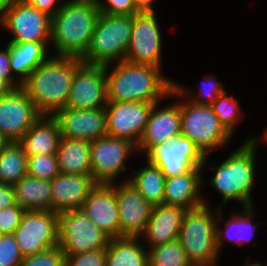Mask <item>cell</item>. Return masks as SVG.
<instances>
[{
    "label": "cell",
    "mask_w": 267,
    "mask_h": 266,
    "mask_svg": "<svg viewBox=\"0 0 267 266\" xmlns=\"http://www.w3.org/2000/svg\"><path fill=\"white\" fill-rule=\"evenodd\" d=\"M40 117L22 87L0 96V133L11 142H19Z\"/></svg>",
    "instance_id": "obj_17"
},
{
    "label": "cell",
    "mask_w": 267,
    "mask_h": 266,
    "mask_svg": "<svg viewBox=\"0 0 267 266\" xmlns=\"http://www.w3.org/2000/svg\"><path fill=\"white\" fill-rule=\"evenodd\" d=\"M81 58L51 55L37 66L22 83V88L41 115L52 116L64 109Z\"/></svg>",
    "instance_id": "obj_4"
},
{
    "label": "cell",
    "mask_w": 267,
    "mask_h": 266,
    "mask_svg": "<svg viewBox=\"0 0 267 266\" xmlns=\"http://www.w3.org/2000/svg\"><path fill=\"white\" fill-rule=\"evenodd\" d=\"M233 146V150L225 153V158H219L217 162L212 155L204 158L202 169V195L204 205L214 206L207 196V189H214L215 194L220 195L221 201L214 207L225 208L231 203L234 206L239 203V207L254 206V189L258 187L256 181L258 172V147L252 142H242ZM257 168V169H256ZM207 170V171H206ZM209 171V172H208ZM210 173L211 177L207 176ZM206 174V177H205ZM207 188V189H206ZM204 191H206L204 193ZM217 192V193H216ZM206 195V196H205ZM231 202V203H230ZM217 205V206H216Z\"/></svg>",
    "instance_id": "obj_1"
},
{
    "label": "cell",
    "mask_w": 267,
    "mask_h": 266,
    "mask_svg": "<svg viewBox=\"0 0 267 266\" xmlns=\"http://www.w3.org/2000/svg\"><path fill=\"white\" fill-rule=\"evenodd\" d=\"M27 175V155L19 142H10L0 152V184L13 185Z\"/></svg>",
    "instance_id": "obj_32"
},
{
    "label": "cell",
    "mask_w": 267,
    "mask_h": 266,
    "mask_svg": "<svg viewBox=\"0 0 267 266\" xmlns=\"http://www.w3.org/2000/svg\"><path fill=\"white\" fill-rule=\"evenodd\" d=\"M13 188L15 203L25 211H51V181L27 174Z\"/></svg>",
    "instance_id": "obj_28"
},
{
    "label": "cell",
    "mask_w": 267,
    "mask_h": 266,
    "mask_svg": "<svg viewBox=\"0 0 267 266\" xmlns=\"http://www.w3.org/2000/svg\"><path fill=\"white\" fill-rule=\"evenodd\" d=\"M180 112L181 135L189 138L204 156L213 155L216 151L229 152L227 148L235 139L221 124L211 106L195 104L180 94Z\"/></svg>",
    "instance_id": "obj_6"
},
{
    "label": "cell",
    "mask_w": 267,
    "mask_h": 266,
    "mask_svg": "<svg viewBox=\"0 0 267 266\" xmlns=\"http://www.w3.org/2000/svg\"><path fill=\"white\" fill-rule=\"evenodd\" d=\"M106 256V249L87 251L67 256L65 266H105Z\"/></svg>",
    "instance_id": "obj_40"
},
{
    "label": "cell",
    "mask_w": 267,
    "mask_h": 266,
    "mask_svg": "<svg viewBox=\"0 0 267 266\" xmlns=\"http://www.w3.org/2000/svg\"><path fill=\"white\" fill-rule=\"evenodd\" d=\"M14 88L0 75V96L12 91Z\"/></svg>",
    "instance_id": "obj_47"
},
{
    "label": "cell",
    "mask_w": 267,
    "mask_h": 266,
    "mask_svg": "<svg viewBox=\"0 0 267 266\" xmlns=\"http://www.w3.org/2000/svg\"><path fill=\"white\" fill-rule=\"evenodd\" d=\"M107 103L105 66L83 63L73 77L66 107L97 109L105 107Z\"/></svg>",
    "instance_id": "obj_18"
},
{
    "label": "cell",
    "mask_w": 267,
    "mask_h": 266,
    "mask_svg": "<svg viewBox=\"0 0 267 266\" xmlns=\"http://www.w3.org/2000/svg\"><path fill=\"white\" fill-rule=\"evenodd\" d=\"M108 102L157 103L170 94L173 78L162 68L120 61L105 66Z\"/></svg>",
    "instance_id": "obj_2"
},
{
    "label": "cell",
    "mask_w": 267,
    "mask_h": 266,
    "mask_svg": "<svg viewBox=\"0 0 267 266\" xmlns=\"http://www.w3.org/2000/svg\"><path fill=\"white\" fill-rule=\"evenodd\" d=\"M131 32V15L100 14L90 45L81 60L85 64L100 66L125 60Z\"/></svg>",
    "instance_id": "obj_7"
},
{
    "label": "cell",
    "mask_w": 267,
    "mask_h": 266,
    "mask_svg": "<svg viewBox=\"0 0 267 266\" xmlns=\"http://www.w3.org/2000/svg\"><path fill=\"white\" fill-rule=\"evenodd\" d=\"M163 203L185 210L204 205L202 195V169L192 168L187 173L165 179Z\"/></svg>",
    "instance_id": "obj_24"
},
{
    "label": "cell",
    "mask_w": 267,
    "mask_h": 266,
    "mask_svg": "<svg viewBox=\"0 0 267 266\" xmlns=\"http://www.w3.org/2000/svg\"><path fill=\"white\" fill-rule=\"evenodd\" d=\"M98 9L105 15H135L139 11L134 0H98Z\"/></svg>",
    "instance_id": "obj_38"
},
{
    "label": "cell",
    "mask_w": 267,
    "mask_h": 266,
    "mask_svg": "<svg viewBox=\"0 0 267 266\" xmlns=\"http://www.w3.org/2000/svg\"><path fill=\"white\" fill-rule=\"evenodd\" d=\"M52 117L58 124L61 137L92 142L107 135L105 107L82 110L65 107Z\"/></svg>",
    "instance_id": "obj_20"
},
{
    "label": "cell",
    "mask_w": 267,
    "mask_h": 266,
    "mask_svg": "<svg viewBox=\"0 0 267 266\" xmlns=\"http://www.w3.org/2000/svg\"><path fill=\"white\" fill-rule=\"evenodd\" d=\"M137 155V146L126 139L100 137L91 142V175L97 184L128 181L132 170L129 160Z\"/></svg>",
    "instance_id": "obj_8"
},
{
    "label": "cell",
    "mask_w": 267,
    "mask_h": 266,
    "mask_svg": "<svg viewBox=\"0 0 267 266\" xmlns=\"http://www.w3.org/2000/svg\"><path fill=\"white\" fill-rule=\"evenodd\" d=\"M23 255L13 234H0V266H20Z\"/></svg>",
    "instance_id": "obj_37"
},
{
    "label": "cell",
    "mask_w": 267,
    "mask_h": 266,
    "mask_svg": "<svg viewBox=\"0 0 267 266\" xmlns=\"http://www.w3.org/2000/svg\"><path fill=\"white\" fill-rule=\"evenodd\" d=\"M59 173L56 154L27 155L28 175L51 181Z\"/></svg>",
    "instance_id": "obj_35"
},
{
    "label": "cell",
    "mask_w": 267,
    "mask_h": 266,
    "mask_svg": "<svg viewBox=\"0 0 267 266\" xmlns=\"http://www.w3.org/2000/svg\"><path fill=\"white\" fill-rule=\"evenodd\" d=\"M81 209L110 238L120 237L116 191L111 184H97Z\"/></svg>",
    "instance_id": "obj_21"
},
{
    "label": "cell",
    "mask_w": 267,
    "mask_h": 266,
    "mask_svg": "<svg viewBox=\"0 0 267 266\" xmlns=\"http://www.w3.org/2000/svg\"><path fill=\"white\" fill-rule=\"evenodd\" d=\"M116 191L120 236H140L151 217L153 205L129 181L111 184Z\"/></svg>",
    "instance_id": "obj_19"
},
{
    "label": "cell",
    "mask_w": 267,
    "mask_h": 266,
    "mask_svg": "<svg viewBox=\"0 0 267 266\" xmlns=\"http://www.w3.org/2000/svg\"><path fill=\"white\" fill-rule=\"evenodd\" d=\"M153 105L148 102H108L105 106L107 136L126 139L138 146Z\"/></svg>",
    "instance_id": "obj_16"
},
{
    "label": "cell",
    "mask_w": 267,
    "mask_h": 266,
    "mask_svg": "<svg viewBox=\"0 0 267 266\" xmlns=\"http://www.w3.org/2000/svg\"><path fill=\"white\" fill-rule=\"evenodd\" d=\"M240 103V96L226 90L210 105L221 124L233 137L238 136L235 131L239 130L240 123L247 117Z\"/></svg>",
    "instance_id": "obj_33"
},
{
    "label": "cell",
    "mask_w": 267,
    "mask_h": 266,
    "mask_svg": "<svg viewBox=\"0 0 267 266\" xmlns=\"http://www.w3.org/2000/svg\"><path fill=\"white\" fill-rule=\"evenodd\" d=\"M100 14L97 1L66 0L51 17V55L82 58Z\"/></svg>",
    "instance_id": "obj_3"
},
{
    "label": "cell",
    "mask_w": 267,
    "mask_h": 266,
    "mask_svg": "<svg viewBox=\"0 0 267 266\" xmlns=\"http://www.w3.org/2000/svg\"><path fill=\"white\" fill-rule=\"evenodd\" d=\"M96 185L91 174L59 173L51 180V211L59 214L68 210L81 209Z\"/></svg>",
    "instance_id": "obj_22"
},
{
    "label": "cell",
    "mask_w": 267,
    "mask_h": 266,
    "mask_svg": "<svg viewBox=\"0 0 267 266\" xmlns=\"http://www.w3.org/2000/svg\"><path fill=\"white\" fill-rule=\"evenodd\" d=\"M60 139L56 120L52 116L41 115L19 143L26 155H52L56 154Z\"/></svg>",
    "instance_id": "obj_26"
},
{
    "label": "cell",
    "mask_w": 267,
    "mask_h": 266,
    "mask_svg": "<svg viewBox=\"0 0 267 266\" xmlns=\"http://www.w3.org/2000/svg\"><path fill=\"white\" fill-rule=\"evenodd\" d=\"M245 257L246 258H244V261H242L243 263H241V266H265V261H263L264 259H252V256L250 255Z\"/></svg>",
    "instance_id": "obj_46"
},
{
    "label": "cell",
    "mask_w": 267,
    "mask_h": 266,
    "mask_svg": "<svg viewBox=\"0 0 267 266\" xmlns=\"http://www.w3.org/2000/svg\"><path fill=\"white\" fill-rule=\"evenodd\" d=\"M197 89L187 87L185 83L173 80V87L187 100L198 105L210 106L221 94L226 91L225 82L219 80L216 74L205 73ZM194 88V89H193Z\"/></svg>",
    "instance_id": "obj_31"
},
{
    "label": "cell",
    "mask_w": 267,
    "mask_h": 266,
    "mask_svg": "<svg viewBox=\"0 0 267 266\" xmlns=\"http://www.w3.org/2000/svg\"><path fill=\"white\" fill-rule=\"evenodd\" d=\"M13 185L0 184V209L15 205Z\"/></svg>",
    "instance_id": "obj_43"
},
{
    "label": "cell",
    "mask_w": 267,
    "mask_h": 266,
    "mask_svg": "<svg viewBox=\"0 0 267 266\" xmlns=\"http://www.w3.org/2000/svg\"><path fill=\"white\" fill-rule=\"evenodd\" d=\"M13 235L23 257L58 246V213L25 211Z\"/></svg>",
    "instance_id": "obj_14"
},
{
    "label": "cell",
    "mask_w": 267,
    "mask_h": 266,
    "mask_svg": "<svg viewBox=\"0 0 267 266\" xmlns=\"http://www.w3.org/2000/svg\"><path fill=\"white\" fill-rule=\"evenodd\" d=\"M141 161V167H132L129 182L138 190L143 198L153 206L163 203L165 193V176L161 169L146 158ZM144 164V165H143Z\"/></svg>",
    "instance_id": "obj_30"
},
{
    "label": "cell",
    "mask_w": 267,
    "mask_h": 266,
    "mask_svg": "<svg viewBox=\"0 0 267 266\" xmlns=\"http://www.w3.org/2000/svg\"><path fill=\"white\" fill-rule=\"evenodd\" d=\"M148 263L149 266H193L179 240L149 248Z\"/></svg>",
    "instance_id": "obj_34"
},
{
    "label": "cell",
    "mask_w": 267,
    "mask_h": 266,
    "mask_svg": "<svg viewBox=\"0 0 267 266\" xmlns=\"http://www.w3.org/2000/svg\"><path fill=\"white\" fill-rule=\"evenodd\" d=\"M264 129L261 130V132H258L257 134L253 133L252 135H247V138L244 137L245 140L242 139V142H249L252 141L260 150L261 146H267V125H265ZM260 133V134H259Z\"/></svg>",
    "instance_id": "obj_44"
},
{
    "label": "cell",
    "mask_w": 267,
    "mask_h": 266,
    "mask_svg": "<svg viewBox=\"0 0 267 266\" xmlns=\"http://www.w3.org/2000/svg\"><path fill=\"white\" fill-rule=\"evenodd\" d=\"M11 141L8 140L2 133H0V152L10 143Z\"/></svg>",
    "instance_id": "obj_49"
},
{
    "label": "cell",
    "mask_w": 267,
    "mask_h": 266,
    "mask_svg": "<svg viewBox=\"0 0 267 266\" xmlns=\"http://www.w3.org/2000/svg\"><path fill=\"white\" fill-rule=\"evenodd\" d=\"M110 239L82 209L58 214V243L65 257L106 249Z\"/></svg>",
    "instance_id": "obj_9"
},
{
    "label": "cell",
    "mask_w": 267,
    "mask_h": 266,
    "mask_svg": "<svg viewBox=\"0 0 267 266\" xmlns=\"http://www.w3.org/2000/svg\"><path fill=\"white\" fill-rule=\"evenodd\" d=\"M256 207H239L237 210V207L232 206L233 211L230 209L229 215L225 213V208H218L216 239L220 254L226 250L224 247H227L228 243L230 246H239L240 249H246L249 244V247L258 244L255 239L259 231L258 226L262 224L258 215L263 214H259V210H255Z\"/></svg>",
    "instance_id": "obj_13"
},
{
    "label": "cell",
    "mask_w": 267,
    "mask_h": 266,
    "mask_svg": "<svg viewBox=\"0 0 267 266\" xmlns=\"http://www.w3.org/2000/svg\"><path fill=\"white\" fill-rule=\"evenodd\" d=\"M91 141L61 137L56 152L60 173L91 174Z\"/></svg>",
    "instance_id": "obj_27"
},
{
    "label": "cell",
    "mask_w": 267,
    "mask_h": 266,
    "mask_svg": "<svg viewBox=\"0 0 267 266\" xmlns=\"http://www.w3.org/2000/svg\"><path fill=\"white\" fill-rule=\"evenodd\" d=\"M185 209L173 205H155L143 233L142 243L149 249L154 246L178 240Z\"/></svg>",
    "instance_id": "obj_23"
},
{
    "label": "cell",
    "mask_w": 267,
    "mask_h": 266,
    "mask_svg": "<svg viewBox=\"0 0 267 266\" xmlns=\"http://www.w3.org/2000/svg\"><path fill=\"white\" fill-rule=\"evenodd\" d=\"M25 4L34 6L39 11L53 17L66 0H21Z\"/></svg>",
    "instance_id": "obj_42"
},
{
    "label": "cell",
    "mask_w": 267,
    "mask_h": 266,
    "mask_svg": "<svg viewBox=\"0 0 267 266\" xmlns=\"http://www.w3.org/2000/svg\"><path fill=\"white\" fill-rule=\"evenodd\" d=\"M144 158L159 167L165 178H171L201 168L205 156L189 138L180 135L172 142L155 146Z\"/></svg>",
    "instance_id": "obj_15"
},
{
    "label": "cell",
    "mask_w": 267,
    "mask_h": 266,
    "mask_svg": "<svg viewBox=\"0 0 267 266\" xmlns=\"http://www.w3.org/2000/svg\"><path fill=\"white\" fill-rule=\"evenodd\" d=\"M157 1L158 0H134L135 7L139 12H157L158 10L155 8Z\"/></svg>",
    "instance_id": "obj_45"
},
{
    "label": "cell",
    "mask_w": 267,
    "mask_h": 266,
    "mask_svg": "<svg viewBox=\"0 0 267 266\" xmlns=\"http://www.w3.org/2000/svg\"><path fill=\"white\" fill-rule=\"evenodd\" d=\"M180 122V93L173 87L165 99L154 103L145 131L137 146L138 156L143 157L155 146L172 142L180 136Z\"/></svg>",
    "instance_id": "obj_11"
},
{
    "label": "cell",
    "mask_w": 267,
    "mask_h": 266,
    "mask_svg": "<svg viewBox=\"0 0 267 266\" xmlns=\"http://www.w3.org/2000/svg\"><path fill=\"white\" fill-rule=\"evenodd\" d=\"M24 212L25 210L17 204L0 209V234H14Z\"/></svg>",
    "instance_id": "obj_39"
},
{
    "label": "cell",
    "mask_w": 267,
    "mask_h": 266,
    "mask_svg": "<svg viewBox=\"0 0 267 266\" xmlns=\"http://www.w3.org/2000/svg\"><path fill=\"white\" fill-rule=\"evenodd\" d=\"M218 208L202 205L186 210L178 240L193 266H221L216 239ZM219 264V265H218Z\"/></svg>",
    "instance_id": "obj_5"
},
{
    "label": "cell",
    "mask_w": 267,
    "mask_h": 266,
    "mask_svg": "<svg viewBox=\"0 0 267 266\" xmlns=\"http://www.w3.org/2000/svg\"><path fill=\"white\" fill-rule=\"evenodd\" d=\"M0 30L10 35L7 42H51V17L21 0H13L0 21Z\"/></svg>",
    "instance_id": "obj_12"
},
{
    "label": "cell",
    "mask_w": 267,
    "mask_h": 266,
    "mask_svg": "<svg viewBox=\"0 0 267 266\" xmlns=\"http://www.w3.org/2000/svg\"><path fill=\"white\" fill-rule=\"evenodd\" d=\"M159 20L158 12H138L132 16V32L125 61L164 69L165 35Z\"/></svg>",
    "instance_id": "obj_10"
},
{
    "label": "cell",
    "mask_w": 267,
    "mask_h": 266,
    "mask_svg": "<svg viewBox=\"0 0 267 266\" xmlns=\"http://www.w3.org/2000/svg\"><path fill=\"white\" fill-rule=\"evenodd\" d=\"M106 253L105 266H149L148 249L140 236L111 238Z\"/></svg>",
    "instance_id": "obj_29"
},
{
    "label": "cell",
    "mask_w": 267,
    "mask_h": 266,
    "mask_svg": "<svg viewBox=\"0 0 267 266\" xmlns=\"http://www.w3.org/2000/svg\"><path fill=\"white\" fill-rule=\"evenodd\" d=\"M65 260L66 257L58 245L37 254L25 256L20 266H65Z\"/></svg>",
    "instance_id": "obj_36"
},
{
    "label": "cell",
    "mask_w": 267,
    "mask_h": 266,
    "mask_svg": "<svg viewBox=\"0 0 267 266\" xmlns=\"http://www.w3.org/2000/svg\"><path fill=\"white\" fill-rule=\"evenodd\" d=\"M0 75L14 89L22 86V84L12 75L10 67V50L6 43L0 46Z\"/></svg>",
    "instance_id": "obj_41"
},
{
    "label": "cell",
    "mask_w": 267,
    "mask_h": 266,
    "mask_svg": "<svg viewBox=\"0 0 267 266\" xmlns=\"http://www.w3.org/2000/svg\"><path fill=\"white\" fill-rule=\"evenodd\" d=\"M51 42H6L10 50L12 75L22 84L30 73L50 56Z\"/></svg>",
    "instance_id": "obj_25"
},
{
    "label": "cell",
    "mask_w": 267,
    "mask_h": 266,
    "mask_svg": "<svg viewBox=\"0 0 267 266\" xmlns=\"http://www.w3.org/2000/svg\"><path fill=\"white\" fill-rule=\"evenodd\" d=\"M13 0H0V21L5 17V14Z\"/></svg>",
    "instance_id": "obj_48"
}]
</instances>
